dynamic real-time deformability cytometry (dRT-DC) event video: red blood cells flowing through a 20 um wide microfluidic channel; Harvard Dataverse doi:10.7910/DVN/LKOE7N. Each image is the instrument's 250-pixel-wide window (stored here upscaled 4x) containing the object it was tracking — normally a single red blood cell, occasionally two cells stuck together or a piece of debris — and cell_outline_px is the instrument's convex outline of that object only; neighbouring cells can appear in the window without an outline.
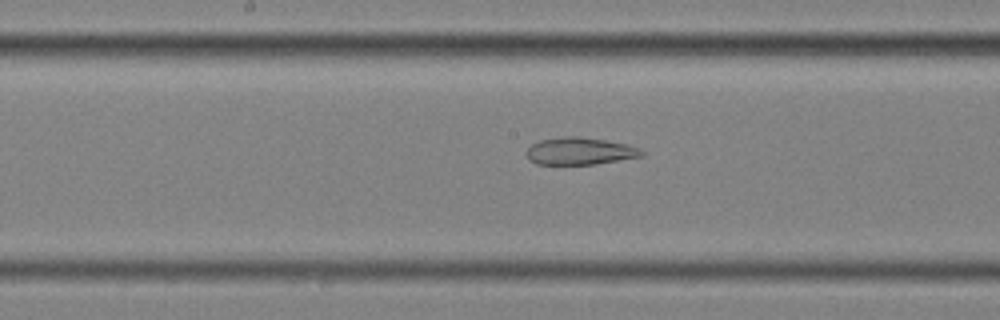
{"species": "common noctule bat (a hibernating species)", "species_latin": "Nyctalus noctula", "temperature_condition": "cold", "stored_images_in_passage": 52, "segment_of_instrument_passage": [2, 2], "camera_frame_rate_fps": 3000, "um_per_image_px": 0.085, "animal": {"sex": "female", "body_mass_g": 25.1}, "frame": {"image": 1, "passage_image": 24, "time_ms": 7.667, "image_size_px": [1000, 320], "cell_outline_px": [[644, 156], [596, 164], [536, 164], [528, 160], [528, 148], [532, 144], [540, 140], [564, 136], [580, 136], [628, 144], [640, 148], [644, 152]], "centroid_in_image_um": [49.32, 12.84], "position_along_channel_um": 198.9, "area_um2": 18.32}}
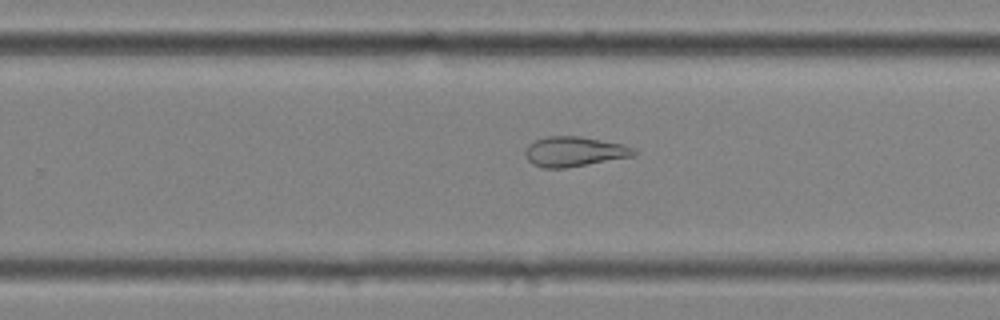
{"frame": {"image": 2, "passage_image": 31, "time_ms": 10.0, "image_size_px": [1000, 320], "cell_outline_px": [[640, 152], [636, 156], [564, 168], [544, 168], [532, 164], [528, 160], [524, 152], [528, 144], [536, 140], [548, 136], [580, 136], [624, 144], [636, 148]], "centroid_in_image_um": [48.87, 12.88], "position_along_channel_um": 280.9, "area_um2": 19.19}}
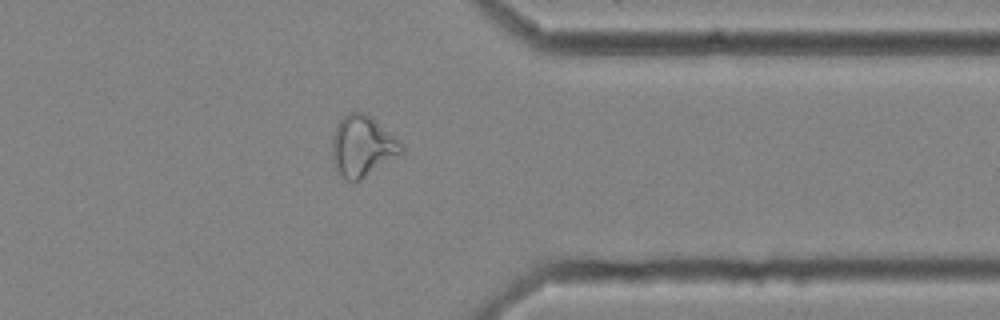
{"frame": {"image": 3, "passage_image": 40, "time_ms": 13.0, "image_size_px": [1000, 320], "cell_outline_px": [[404, 152], [360, 180], [352, 184], [336, 168], [332, 156], [332, 136], [340, 120], [348, 112], [364, 112], [372, 116], [404, 144]], "centroid_in_image_um": [30.83, 12.41], "position_along_channel_um": 380.6, "area_um2": 24.62}}